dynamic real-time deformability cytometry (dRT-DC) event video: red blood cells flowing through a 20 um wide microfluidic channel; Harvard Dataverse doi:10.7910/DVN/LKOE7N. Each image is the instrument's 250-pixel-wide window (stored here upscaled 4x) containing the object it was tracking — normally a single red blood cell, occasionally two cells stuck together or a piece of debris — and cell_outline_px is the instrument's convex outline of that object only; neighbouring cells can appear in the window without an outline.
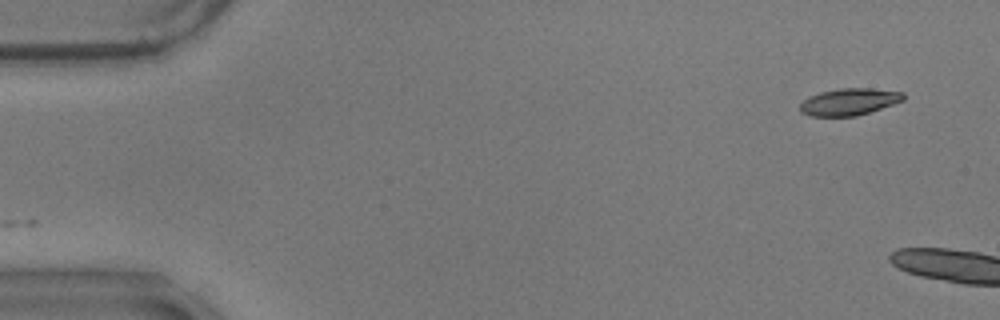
{"species": "common noctule bat (a hibernating species)", "species_latin": "Nyctalus noctula", "temperature_condition": "warm", "stored_images_in_passage": 4, "camera_frame_rate_fps": 3000, "um_per_image_px": 0.085, "animal": {"sex": "male", "body_mass_g": 17.9}, "frame": {"image": 1, "passage_image": 1, "time_ms": 0.0, "image_size_px": [1000, 320], "cell_outline_px": [[904, 100], [856, 116], [808, 116], [800, 112], [800, 104], [808, 96], [820, 92], [840, 88], [872, 88], [904, 92]], "centroid_in_image_um": [72.15, 8.64], "position_along_channel_um": 12.9, "area_um2": 16.18}}